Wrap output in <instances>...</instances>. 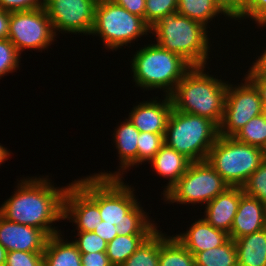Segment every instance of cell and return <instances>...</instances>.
<instances>
[{
  "instance_id": "6da1fadb",
  "label": "cell",
  "mask_w": 266,
  "mask_h": 266,
  "mask_svg": "<svg viewBox=\"0 0 266 266\" xmlns=\"http://www.w3.org/2000/svg\"><path fill=\"white\" fill-rule=\"evenodd\" d=\"M51 181L48 175L23 177L14 194L0 206V214L9 221L41 229L49 237L63 232L54 224L63 220L69 184L56 187Z\"/></svg>"
},
{
  "instance_id": "e575fe53",
  "label": "cell",
  "mask_w": 266,
  "mask_h": 266,
  "mask_svg": "<svg viewBox=\"0 0 266 266\" xmlns=\"http://www.w3.org/2000/svg\"><path fill=\"white\" fill-rule=\"evenodd\" d=\"M5 266H43V253L9 251Z\"/></svg>"
},
{
  "instance_id": "484cf974",
  "label": "cell",
  "mask_w": 266,
  "mask_h": 266,
  "mask_svg": "<svg viewBox=\"0 0 266 266\" xmlns=\"http://www.w3.org/2000/svg\"><path fill=\"white\" fill-rule=\"evenodd\" d=\"M149 235H117L107 243L106 254L113 266H121Z\"/></svg>"
},
{
  "instance_id": "9a60e30c",
  "label": "cell",
  "mask_w": 266,
  "mask_h": 266,
  "mask_svg": "<svg viewBox=\"0 0 266 266\" xmlns=\"http://www.w3.org/2000/svg\"><path fill=\"white\" fill-rule=\"evenodd\" d=\"M161 100L162 98L158 100V96H155L151 100L133 105L128 119L140 132L165 134L173 104L170 96L164 95Z\"/></svg>"
},
{
  "instance_id": "f6af8a7d",
  "label": "cell",
  "mask_w": 266,
  "mask_h": 266,
  "mask_svg": "<svg viewBox=\"0 0 266 266\" xmlns=\"http://www.w3.org/2000/svg\"><path fill=\"white\" fill-rule=\"evenodd\" d=\"M11 156V152L9 150H7V147H4L1 143H0V165L4 164V161L9 160L8 158H10Z\"/></svg>"
},
{
  "instance_id": "cb8c5ba5",
  "label": "cell",
  "mask_w": 266,
  "mask_h": 266,
  "mask_svg": "<svg viewBox=\"0 0 266 266\" xmlns=\"http://www.w3.org/2000/svg\"><path fill=\"white\" fill-rule=\"evenodd\" d=\"M177 13L196 20L207 28L210 21L214 20L216 16L224 15L223 17L229 21V18L218 8L213 0H178Z\"/></svg>"
},
{
  "instance_id": "f546056e",
  "label": "cell",
  "mask_w": 266,
  "mask_h": 266,
  "mask_svg": "<svg viewBox=\"0 0 266 266\" xmlns=\"http://www.w3.org/2000/svg\"><path fill=\"white\" fill-rule=\"evenodd\" d=\"M178 0H146L145 22L152 27L161 18L177 13Z\"/></svg>"
},
{
  "instance_id": "f1b7e54d",
  "label": "cell",
  "mask_w": 266,
  "mask_h": 266,
  "mask_svg": "<svg viewBox=\"0 0 266 266\" xmlns=\"http://www.w3.org/2000/svg\"><path fill=\"white\" fill-rule=\"evenodd\" d=\"M165 134L140 132L137 140V167L142 163L147 164L164 144Z\"/></svg>"
},
{
  "instance_id": "7a4b0ae2",
  "label": "cell",
  "mask_w": 266,
  "mask_h": 266,
  "mask_svg": "<svg viewBox=\"0 0 266 266\" xmlns=\"http://www.w3.org/2000/svg\"><path fill=\"white\" fill-rule=\"evenodd\" d=\"M205 68L192 67L178 82L170 98L174 110L206 117L219 127L229 81L209 75Z\"/></svg>"
},
{
  "instance_id": "d6a6232c",
  "label": "cell",
  "mask_w": 266,
  "mask_h": 266,
  "mask_svg": "<svg viewBox=\"0 0 266 266\" xmlns=\"http://www.w3.org/2000/svg\"><path fill=\"white\" fill-rule=\"evenodd\" d=\"M76 237V239H75ZM72 242L80 253L106 252L107 243L94 232H77Z\"/></svg>"
},
{
  "instance_id": "83f0119b",
  "label": "cell",
  "mask_w": 266,
  "mask_h": 266,
  "mask_svg": "<svg viewBox=\"0 0 266 266\" xmlns=\"http://www.w3.org/2000/svg\"><path fill=\"white\" fill-rule=\"evenodd\" d=\"M233 138L240 143L263 149L266 144V114L252 118Z\"/></svg>"
},
{
  "instance_id": "4316f807",
  "label": "cell",
  "mask_w": 266,
  "mask_h": 266,
  "mask_svg": "<svg viewBox=\"0 0 266 266\" xmlns=\"http://www.w3.org/2000/svg\"><path fill=\"white\" fill-rule=\"evenodd\" d=\"M159 229L151 233L121 266H158Z\"/></svg>"
},
{
  "instance_id": "ffe728a7",
  "label": "cell",
  "mask_w": 266,
  "mask_h": 266,
  "mask_svg": "<svg viewBox=\"0 0 266 266\" xmlns=\"http://www.w3.org/2000/svg\"><path fill=\"white\" fill-rule=\"evenodd\" d=\"M148 163H151L155 173L168 180L161 192L164 196L184 175L191 161L164 143Z\"/></svg>"
},
{
  "instance_id": "2e32d148",
  "label": "cell",
  "mask_w": 266,
  "mask_h": 266,
  "mask_svg": "<svg viewBox=\"0 0 266 266\" xmlns=\"http://www.w3.org/2000/svg\"><path fill=\"white\" fill-rule=\"evenodd\" d=\"M113 143L114 147H116L118 152L119 168L118 171L111 172H99L94 173L92 176L98 178H125L123 174L125 172L130 171L131 167H137V140L140 134V131L132 124V122L125 118L120 125L115 127L113 130ZM121 170V171H120Z\"/></svg>"
},
{
  "instance_id": "5b68a950",
  "label": "cell",
  "mask_w": 266,
  "mask_h": 266,
  "mask_svg": "<svg viewBox=\"0 0 266 266\" xmlns=\"http://www.w3.org/2000/svg\"><path fill=\"white\" fill-rule=\"evenodd\" d=\"M219 136V127L210 119L172 109L164 143L191 162L206 161Z\"/></svg>"
},
{
  "instance_id": "8992f818",
  "label": "cell",
  "mask_w": 266,
  "mask_h": 266,
  "mask_svg": "<svg viewBox=\"0 0 266 266\" xmlns=\"http://www.w3.org/2000/svg\"><path fill=\"white\" fill-rule=\"evenodd\" d=\"M150 29L142 17L131 14L111 0H98L90 35L99 36L106 49L116 51L151 34Z\"/></svg>"
},
{
  "instance_id": "ab89813d",
  "label": "cell",
  "mask_w": 266,
  "mask_h": 266,
  "mask_svg": "<svg viewBox=\"0 0 266 266\" xmlns=\"http://www.w3.org/2000/svg\"><path fill=\"white\" fill-rule=\"evenodd\" d=\"M257 57L255 61H252L245 77H266V49H263V52Z\"/></svg>"
},
{
  "instance_id": "3957f363",
  "label": "cell",
  "mask_w": 266,
  "mask_h": 266,
  "mask_svg": "<svg viewBox=\"0 0 266 266\" xmlns=\"http://www.w3.org/2000/svg\"><path fill=\"white\" fill-rule=\"evenodd\" d=\"M207 29L202 23L175 13L157 21L150 33L155 36V43L180 55L192 67H207L211 52Z\"/></svg>"
},
{
  "instance_id": "7bdbcfd3",
  "label": "cell",
  "mask_w": 266,
  "mask_h": 266,
  "mask_svg": "<svg viewBox=\"0 0 266 266\" xmlns=\"http://www.w3.org/2000/svg\"><path fill=\"white\" fill-rule=\"evenodd\" d=\"M258 90L264 108L266 107V77H246Z\"/></svg>"
},
{
  "instance_id": "277c9868",
  "label": "cell",
  "mask_w": 266,
  "mask_h": 266,
  "mask_svg": "<svg viewBox=\"0 0 266 266\" xmlns=\"http://www.w3.org/2000/svg\"><path fill=\"white\" fill-rule=\"evenodd\" d=\"M130 61L133 82L144 91H163L170 96L178 82L192 68L180 55L170 52L152 40L136 50ZM159 89V90H158Z\"/></svg>"
},
{
  "instance_id": "ba28073f",
  "label": "cell",
  "mask_w": 266,
  "mask_h": 266,
  "mask_svg": "<svg viewBox=\"0 0 266 266\" xmlns=\"http://www.w3.org/2000/svg\"><path fill=\"white\" fill-rule=\"evenodd\" d=\"M230 187L207 162H191L184 175L163 196L164 203L206 205Z\"/></svg>"
},
{
  "instance_id": "7402d4cb",
  "label": "cell",
  "mask_w": 266,
  "mask_h": 266,
  "mask_svg": "<svg viewBox=\"0 0 266 266\" xmlns=\"http://www.w3.org/2000/svg\"><path fill=\"white\" fill-rule=\"evenodd\" d=\"M238 266H266V228L234 240Z\"/></svg>"
},
{
  "instance_id": "836d02e7",
  "label": "cell",
  "mask_w": 266,
  "mask_h": 266,
  "mask_svg": "<svg viewBox=\"0 0 266 266\" xmlns=\"http://www.w3.org/2000/svg\"><path fill=\"white\" fill-rule=\"evenodd\" d=\"M155 221H123L120 225H116L118 235H150L159 226Z\"/></svg>"
},
{
  "instance_id": "4dcf8cb0",
  "label": "cell",
  "mask_w": 266,
  "mask_h": 266,
  "mask_svg": "<svg viewBox=\"0 0 266 266\" xmlns=\"http://www.w3.org/2000/svg\"><path fill=\"white\" fill-rule=\"evenodd\" d=\"M243 192L266 204V158L242 186Z\"/></svg>"
},
{
  "instance_id": "5bb4252c",
  "label": "cell",
  "mask_w": 266,
  "mask_h": 266,
  "mask_svg": "<svg viewBox=\"0 0 266 266\" xmlns=\"http://www.w3.org/2000/svg\"><path fill=\"white\" fill-rule=\"evenodd\" d=\"M48 238L43 230L9 221L0 214V244L7 252L43 253Z\"/></svg>"
},
{
  "instance_id": "60d3db41",
  "label": "cell",
  "mask_w": 266,
  "mask_h": 266,
  "mask_svg": "<svg viewBox=\"0 0 266 266\" xmlns=\"http://www.w3.org/2000/svg\"><path fill=\"white\" fill-rule=\"evenodd\" d=\"M122 6L131 14L142 17L145 21V1L146 0H111Z\"/></svg>"
},
{
  "instance_id": "b9f144b4",
  "label": "cell",
  "mask_w": 266,
  "mask_h": 266,
  "mask_svg": "<svg viewBox=\"0 0 266 266\" xmlns=\"http://www.w3.org/2000/svg\"><path fill=\"white\" fill-rule=\"evenodd\" d=\"M93 232L101 237L106 243H109L118 235L116 226L104 221H101Z\"/></svg>"
},
{
  "instance_id": "7c38bea8",
  "label": "cell",
  "mask_w": 266,
  "mask_h": 266,
  "mask_svg": "<svg viewBox=\"0 0 266 266\" xmlns=\"http://www.w3.org/2000/svg\"><path fill=\"white\" fill-rule=\"evenodd\" d=\"M244 83H228L224 115L219 135L233 137L252 118L264 113V106L255 86L244 76Z\"/></svg>"
},
{
  "instance_id": "7dc6e473",
  "label": "cell",
  "mask_w": 266,
  "mask_h": 266,
  "mask_svg": "<svg viewBox=\"0 0 266 266\" xmlns=\"http://www.w3.org/2000/svg\"><path fill=\"white\" fill-rule=\"evenodd\" d=\"M244 8L248 5L250 0H237Z\"/></svg>"
},
{
  "instance_id": "f35d334b",
  "label": "cell",
  "mask_w": 266,
  "mask_h": 266,
  "mask_svg": "<svg viewBox=\"0 0 266 266\" xmlns=\"http://www.w3.org/2000/svg\"><path fill=\"white\" fill-rule=\"evenodd\" d=\"M82 266H113L106 252L81 253Z\"/></svg>"
},
{
  "instance_id": "4fadbf2b",
  "label": "cell",
  "mask_w": 266,
  "mask_h": 266,
  "mask_svg": "<svg viewBox=\"0 0 266 266\" xmlns=\"http://www.w3.org/2000/svg\"><path fill=\"white\" fill-rule=\"evenodd\" d=\"M97 3L98 0H46L45 10L56 36L58 31L90 36Z\"/></svg>"
},
{
  "instance_id": "8d00e7d4",
  "label": "cell",
  "mask_w": 266,
  "mask_h": 266,
  "mask_svg": "<svg viewBox=\"0 0 266 266\" xmlns=\"http://www.w3.org/2000/svg\"><path fill=\"white\" fill-rule=\"evenodd\" d=\"M45 4L46 0H0V8L10 13L45 8Z\"/></svg>"
},
{
  "instance_id": "c3c4849f",
  "label": "cell",
  "mask_w": 266,
  "mask_h": 266,
  "mask_svg": "<svg viewBox=\"0 0 266 266\" xmlns=\"http://www.w3.org/2000/svg\"><path fill=\"white\" fill-rule=\"evenodd\" d=\"M262 150H263L265 158H266V144H265V146H264V148Z\"/></svg>"
},
{
  "instance_id": "ee69618b",
  "label": "cell",
  "mask_w": 266,
  "mask_h": 266,
  "mask_svg": "<svg viewBox=\"0 0 266 266\" xmlns=\"http://www.w3.org/2000/svg\"><path fill=\"white\" fill-rule=\"evenodd\" d=\"M10 12L0 8V39L8 38Z\"/></svg>"
},
{
  "instance_id": "74e56055",
  "label": "cell",
  "mask_w": 266,
  "mask_h": 266,
  "mask_svg": "<svg viewBox=\"0 0 266 266\" xmlns=\"http://www.w3.org/2000/svg\"><path fill=\"white\" fill-rule=\"evenodd\" d=\"M218 8L232 20H237L242 16L244 7L237 0H213Z\"/></svg>"
},
{
  "instance_id": "d4e9b609",
  "label": "cell",
  "mask_w": 266,
  "mask_h": 266,
  "mask_svg": "<svg viewBox=\"0 0 266 266\" xmlns=\"http://www.w3.org/2000/svg\"><path fill=\"white\" fill-rule=\"evenodd\" d=\"M196 266H238L237 249L229 238L223 245L194 255Z\"/></svg>"
},
{
  "instance_id": "ac0fdd59",
  "label": "cell",
  "mask_w": 266,
  "mask_h": 266,
  "mask_svg": "<svg viewBox=\"0 0 266 266\" xmlns=\"http://www.w3.org/2000/svg\"><path fill=\"white\" fill-rule=\"evenodd\" d=\"M266 228V204L245 193L241 196L231 231L232 240L258 232Z\"/></svg>"
},
{
  "instance_id": "d590c367",
  "label": "cell",
  "mask_w": 266,
  "mask_h": 266,
  "mask_svg": "<svg viewBox=\"0 0 266 266\" xmlns=\"http://www.w3.org/2000/svg\"><path fill=\"white\" fill-rule=\"evenodd\" d=\"M251 18L257 27L266 28V0H250L244 8L242 16L238 20Z\"/></svg>"
},
{
  "instance_id": "d6986e66",
  "label": "cell",
  "mask_w": 266,
  "mask_h": 266,
  "mask_svg": "<svg viewBox=\"0 0 266 266\" xmlns=\"http://www.w3.org/2000/svg\"><path fill=\"white\" fill-rule=\"evenodd\" d=\"M173 235L193 255L219 247L229 239L225 231L214 228L202 217L193 222L184 233Z\"/></svg>"
},
{
  "instance_id": "e0dca14e",
  "label": "cell",
  "mask_w": 266,
  "mask_h": 266,
  "mask_svg": "<svg viewBox=\"0 0 266 266\" xmlns=\"http://www.w3.org/2000/svg\"><path fill=\"white\" fill-rule=\"evenodd\" d=\"M243 194L242 187H228L205 205L203 219L214 228L229 234Z\"/></svg>"
},
{
  "instance_id": "44dd1931",
  "label": "cell",
  "mask_w": 266,
  "mask_h": 266,
  "mask_svg": "<svg viewBox=\"0 0 266 266\" xmlns=\"http://www.w3.org/2000/svg\"><path fill=\"white\" fill-rule=\"evenodd\" d=\"M62 232L50 236L43 252V266H82L81 253L77 246Z\"/></svg>"
},
{
  "instance_id": "8fae6325",
  "label": "cell",
  "mask_w": 266,
  "mask_h": 266,
  "mask_svg": "<svg viewBox=\"0 0 266 266\" xmlns=\"http://www.w3.org/2000/svg\"><path fill=\"white\" fill-rule=\"evenodd\" d=\"M56 38L45 8L10 13L8 39L20 54L26 49L47 50Z\"/></svg>"
},
{
  "instance_id": "603a6c76",
  "label": "cell",
  "mask_w": 266,
  "mask_h": 266,
  "mask_svg": "<svg viewBox=\"0 0 266 266\" xmlns=\"http://www.w3.org/2000/svg\"><path fill=\"white\" fill-rule=\"evenodd\" d=\"M159 230L158 266H196L194 255L173 235Z\"/></svg>"
},
{
  "instance_id": "1f68e13d",
  "label": "cell",
  "mask_w": 266,
  "mask_h": 266,
  "mask_svg": "<svg viewBox=\"0 0 266 266\" xmlns=\"http://www.w3.org/2000/svg\"><path fill=\"white\" fill-rule=\"evenodd\" d=\"M22 56L8 39H0V79L9 73L16 72Z\"/></svg>"
},
{
  "instance_id": "30bf717a",
  "label": "cell",
  "mask_w": 266,
  "mask_h": 266,
  "mask_svg": "<svg viewBox=\"0 0 266 266\" xmlns=\"http://www.w3.org/2000/svg\"><path fill=\"white\" fill-rule=\"evenodd\" d=\"M63 220H69L77 232H93L101 223L98 207V177L85 176L69 183L64 196Z\"/></svg>"
},
{
  "instance_id": "bcb514c9",
  "label": "cell",
  "mask_w": 266,
  "mask_h": 266,
  "mask_svg": "<svg viewBox=\"0 0 266 266\" xmlns=\"http://www.w3.org/2000/svg\"><path fill=\"white\" fill-rule=\"evenodd\" d=\"M7 250L0 244V266H5Z\"/></svg>"
},
{
  "instance_id": "9c48e42d",
  "label": "cell",
  "mask_w": 266,
  "mask_h": 266,
  "mask_svg": "<svg viewBox=\"0 0 266 266\" xmlns=\"http://www.w3.org/2000/svg\"><path fill=\"white\" fill-rule=\"evenodd\" d=\"M133 187L123 178H98V207L102 221L115 226L123 221H153L138 201Z\"/></svg>"
},
{
  "instance_id": "52a82bcc",
  "label": "cell",
  "mask_w": 266,
  "mask_h": 266,
  "mask_svg": "<svg viewBox=\"0 0 266 266\" xmlns=\"http://www.w3.org/2000/svg\"><path fill=\"white\" fill-rule=\"evenodd\" d=\"M265 159L261 148L219 135L206 161L230 187H242Z\"/></svg>"
}]
</instances>
